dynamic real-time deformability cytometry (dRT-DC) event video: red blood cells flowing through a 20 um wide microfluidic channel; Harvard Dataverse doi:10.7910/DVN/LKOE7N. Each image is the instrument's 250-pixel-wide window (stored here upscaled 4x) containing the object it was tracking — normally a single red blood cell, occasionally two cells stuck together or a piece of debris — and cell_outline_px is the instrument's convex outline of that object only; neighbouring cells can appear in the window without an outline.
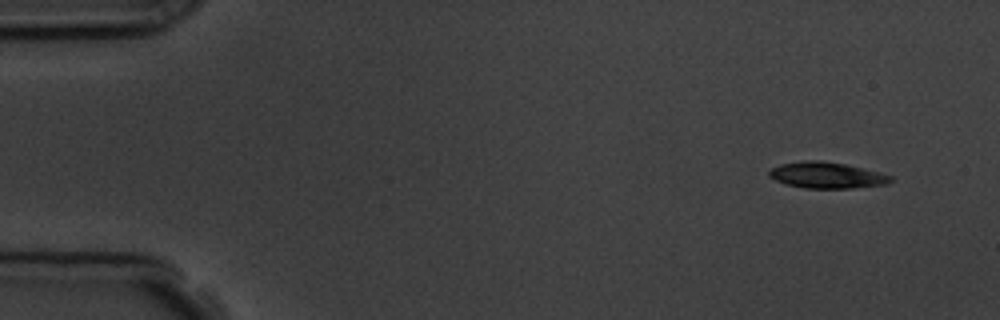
{"species": "common noctule bat (a hibernating species)", "species_latin": "Nyctalus noctula", "temperature_condition": "room temperature", "stored_images_in_passage": 6, "camera_frame_rate_fps": 3000, "um_per_image_px": 0.085, "animal": {"sex": "male", "body_mass_g": 19.5, "forearm_length_mm": 54.6}, "frame": {"image": 1, "passage_image": 1, "time_ms": 0.0, "image_size_px": [1000, 320], "cell_outline_px": [[892, 180], [888, 184], [852, 188], [804, 188], [788, 184], [776, 180], [768, 176], [768, 172], [772, 168], [780, 164], [808, 160], [820, 160], [848, 164], [880, 172], [892, 176]], "centroid_in_image_um": [70.3, 14.88], "position_along_channel_um": 14.7, "area_um2": 18.55}}
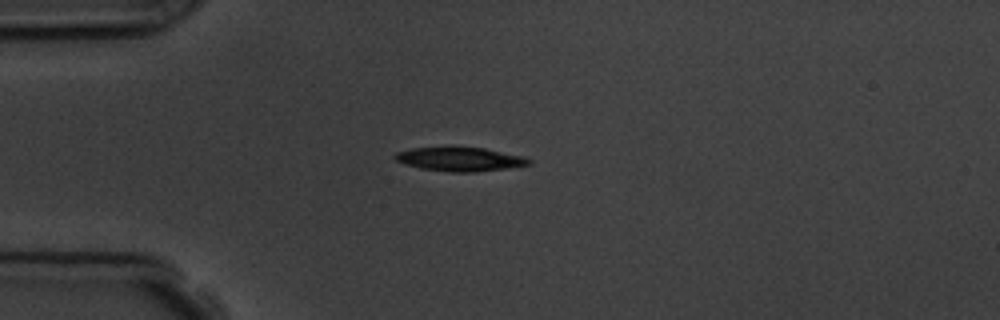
{"frame": {"image": 2, "passage_image": 4, "time_ms": 3.333, "image_size_px": [1000, 320], "cell_outline_px": [[532, 164], [508, 168], [476, 172], [448, 172], [420, 168], [404, 164], [396, 160], [392, 156], [396, 152], [412, 148], [484, 148], [524, 156], [532, 160]], "centroid_in_image_um": [39.11, 13.55], "position_along_channel_um": 45.9, "area_um2": 18.55}}
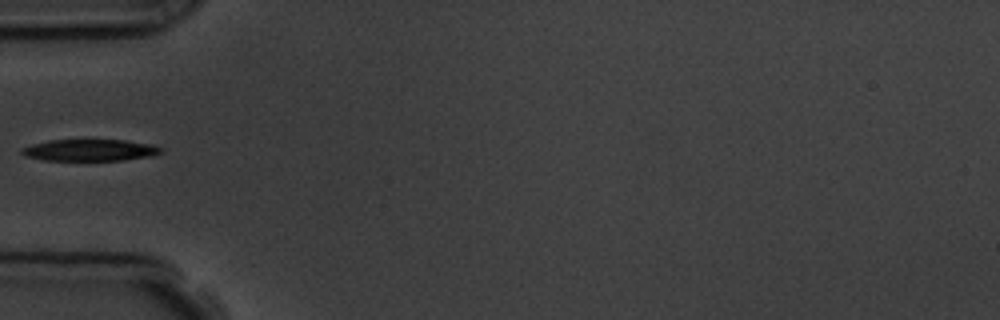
{"frame": {"image": 3, "passage_image": 5, "time_ms": 4.667, "image_size_px": [1000, 320], "cell_outline_px": [[160, 152], [148, 156], [120, 160], [44, 160], [24, 156], [20, 152], [20, 148], [32, 144], [48, 140], [124, 140], [148, 144], [160, 148]], "centroid_in_image_um": [7.5, 12.76], "position_along_channel_um": 77.5, "area_um2": 17.22}}